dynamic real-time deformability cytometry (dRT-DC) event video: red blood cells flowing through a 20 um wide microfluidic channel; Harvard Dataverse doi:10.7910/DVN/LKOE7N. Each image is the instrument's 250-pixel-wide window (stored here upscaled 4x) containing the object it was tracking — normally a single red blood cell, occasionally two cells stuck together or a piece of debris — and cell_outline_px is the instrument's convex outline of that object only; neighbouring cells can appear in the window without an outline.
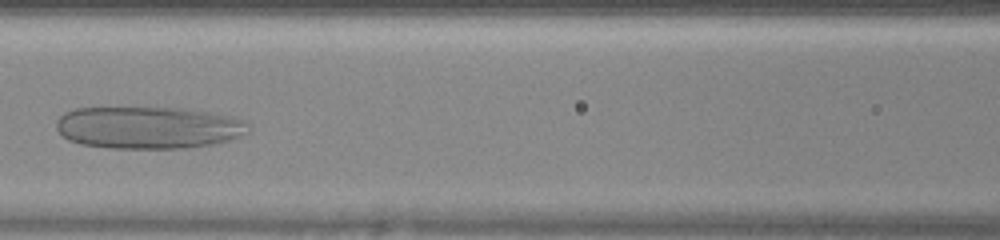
{"species": "human", "species_latin": "Homo sapiens", "temperature_condition": "warm", "stored_images_in_passage": 36, "camera_frame_rate_fps": 3000, "um_per_image_px": 0.085, "donor": {"sex": "female"}, "frame": {"image": 1, "passage_image": 11, "time_ms": 3.333, "image_size_px": [1000, 240], "cell_outline_px": [[248, 132], [228, 140], [188, 148], [112, 148], [80, 144], [68, 140], [56, 128], [56, 120], [64, 112], [76, 108], [184, 108], [208, 112], [228, 116], [244, 120], [248, 124]], "centroid_in_image_um": [12.56, 10.84], "position_along_channel_um": 154.0, "area_um2": 46.99}}
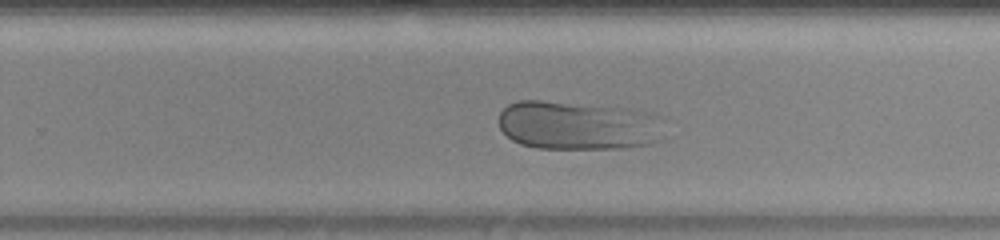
{"frame": {"image": 2, "passage_image": 20, "time_ms": 6.333, "image_size_px": [1000, 240], "cell_outline_px": [[660, 116], [656, 140], [652, 144], [620, 148], [540, 148], [520, 144], [512, 140], [500, 128], [500, 112], [508, 104], [516, 100], [540, 100], [628, 108]], "centroid_in_image_um": [49.04, 10.65], "position_along_channel_um": 280.8, "area_um2": 46.53}}
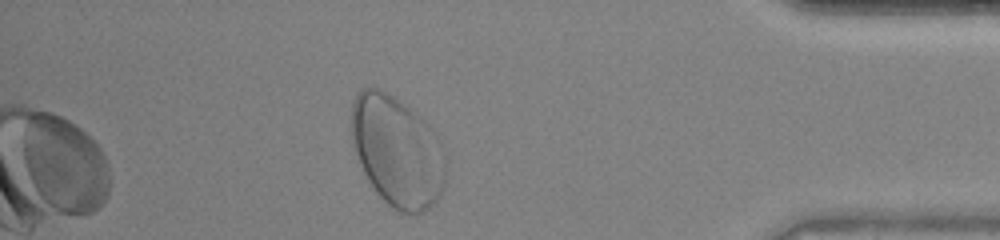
{"frame": {"image": 3, "passage_image": 31, "time_ms": 10.0, "image_size_px": [1000, 240], "cell_outline_px": [[444, 180], [436, 204], [424, 212], [396, 212], [376, 192], [368, 180], [360, 164], [352, 144], [352, 104], [360, 88], [380, 88], [392, 96], [408, 108], [420, 120], [444, 156]], "centroid_in_image_um": [33.68, 12.92], "position_along_channel_um": 401.5, "area_um2": 58.96}}